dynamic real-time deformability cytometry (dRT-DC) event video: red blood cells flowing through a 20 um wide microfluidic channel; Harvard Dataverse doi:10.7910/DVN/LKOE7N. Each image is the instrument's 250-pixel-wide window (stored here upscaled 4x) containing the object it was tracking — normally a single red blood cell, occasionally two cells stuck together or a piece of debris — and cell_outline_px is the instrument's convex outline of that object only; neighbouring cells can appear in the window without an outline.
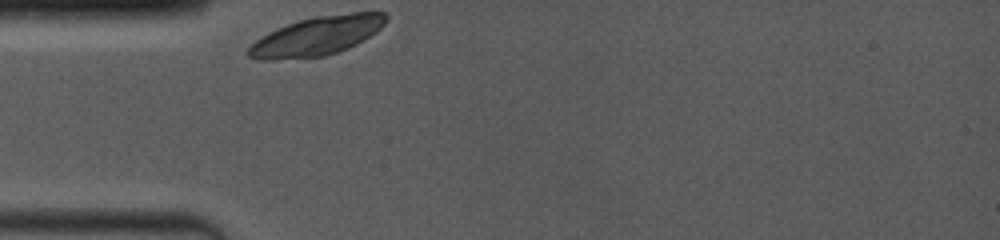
{"species": "common noctule bat (a hibernating species)", "species_latin": "Nyctalus noctula", "temperature_condition": "room temperature", "stored_images_in_passage": 12, "camera_frame_rate_fps": 4000, "um_per_image_px": 0.085, "animal": {"sex": "female", "body_mass_g": 19.0, "forearm_length_mm": 53.3}, "frame": {"image": 1, "passage_image": 1, "time_ms": 0.0, "image_size_px": [1000, 240], "cell_outline_px": [[388, 16], [384, 24], [376, 32], [364, 40], [348, 48], [324, 56], [272, 60], [260, 60], [248, 56], [244, 52], [256, 40], [268, 32], [288, 24], [300, 20], [316, 16], [352, 12], [384, 12]], "centroid_in_image_um": [26.93, 3.06], "position_along_channel_um": 58.1, "area_um2": 31.04}}
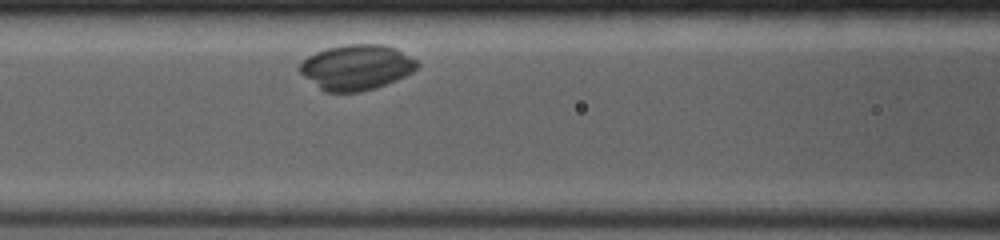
{"frame": {"image": 2, "passage_image": 6, "time_ms": 2.25, "image_size_px": [1000, 240], "cell_outline_px": [[420, 64], [412, 72], [396, 80], [376, 88], [360, 92], [324, 92], [304, 76], [300, 72], [300, 64], [308, 56], [316, 52], [328, 48], [344, 44], [380, 44], [396, 48], [416, 60]], "centroid_in_image_um": [30.3, 5.72], "position_along_channel_um": 136.3, "area_um2": 30.87}}
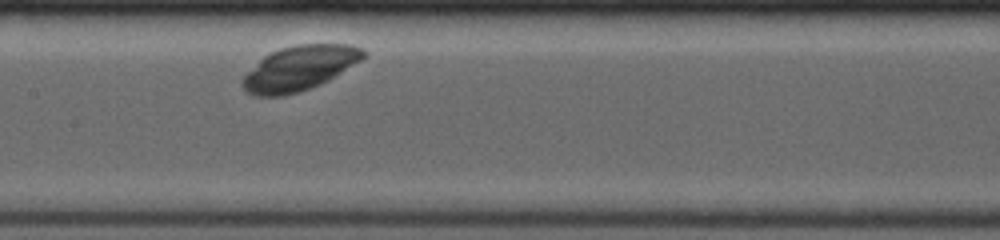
{"frame": {"image": 3, "passage_image": 9, "time_ms": 3.5, "image_size_px": [1000, 240], "cell_outline_px": [[368, 52], [360, 60], [328, 80], [320, 84], [284, 96], [256, 96], [248, 92], [240, 84], [244, 76], [264, 56], [280, 48], [296, 44], [352, 44], [364, 48]], "centroid_in_image_um": [25.47, 5.78], "position_along_channel_um": 181.9, "area_um2": 31.1}}